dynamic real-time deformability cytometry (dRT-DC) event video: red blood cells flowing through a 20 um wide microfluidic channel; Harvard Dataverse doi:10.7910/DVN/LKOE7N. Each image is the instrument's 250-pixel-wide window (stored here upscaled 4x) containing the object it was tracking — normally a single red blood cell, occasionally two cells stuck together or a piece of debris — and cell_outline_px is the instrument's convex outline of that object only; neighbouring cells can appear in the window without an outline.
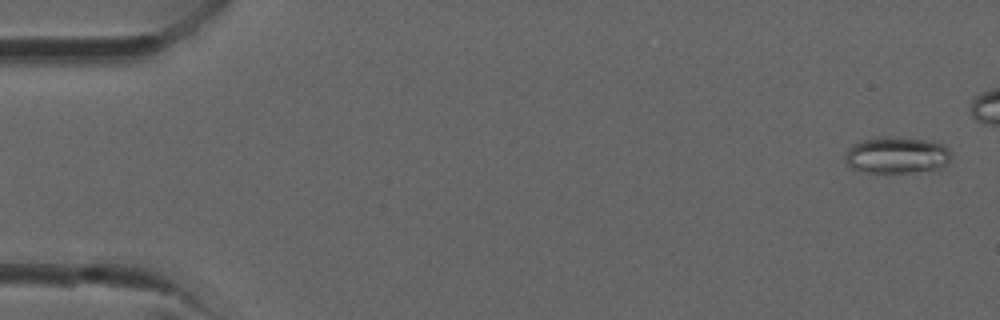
{"species": "common noctule bat (a hibernating species)", "species_latin": "Nyctalus noctula", "temperature_condition": "room temperature", "stored_images_in_passage": 7, "camera_frame_rate_fps": 3000, "um_per_image_px": 0.085, "animal": {"sex": "male", "forearm_length_mm": 52.5}, "frame": {"image": 1, "passage_image": 1, "time_ms": 0.0, "image_size_px": [1000, 320], "cell_outline_px": [[952, 160], [948, 164], [932, 172], [864, 172], [852, 168], [844, 160], [844, 156], [848, 148], [852, 144], [864, 140], [884, 136], [932, 140], [948, 148], [952, 152]], "centroid_in_image_um": [76.29, 13.2], "position_along_channel_um": 8.7, "area_um2": 23.12}}